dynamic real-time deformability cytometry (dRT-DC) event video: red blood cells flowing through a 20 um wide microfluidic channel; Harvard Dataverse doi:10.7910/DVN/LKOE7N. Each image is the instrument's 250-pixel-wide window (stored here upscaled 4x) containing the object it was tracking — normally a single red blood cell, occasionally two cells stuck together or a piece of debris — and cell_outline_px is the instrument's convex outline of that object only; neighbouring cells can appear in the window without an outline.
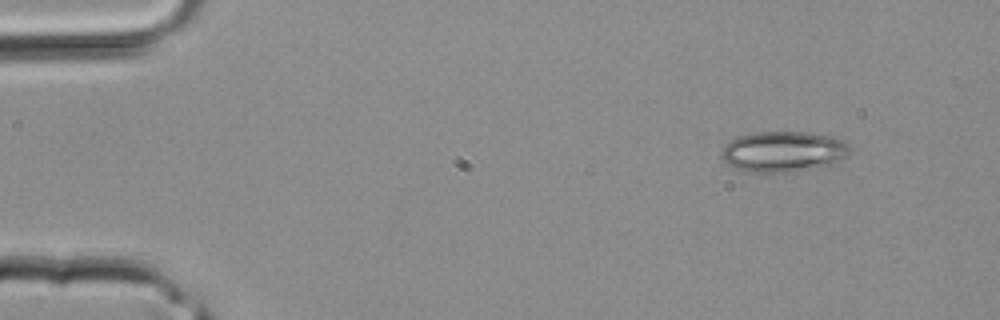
{"species": "common noctule bat (a hibernating species)", "species_latin": "Nyctalus noctula", "temperature_condition": "room temperature", "stored_images_in_passage": 2, "camera_frame_rate_fps": 3000, "um_per_image_px": 0.085, "animal": {"sex": "male", "body_mass_g": 20.4}, "frame": {"image": 1, "passage_image": 1, "time_ms": 0.0, "image_size_px": [1000, 320], "cell_outline_px": [[848, 156], [832, 164], [788, 172], [752, 172], [732, 168], [720, 156], [720, 148], [724, 144], [740, 136], [752, 132], [808, 132], [832, 136], [848, 144]], "centroid_in_image_um": [66.52, 12.88], "position_along_channel_um": 18.5, "area_um2": 30.4}}